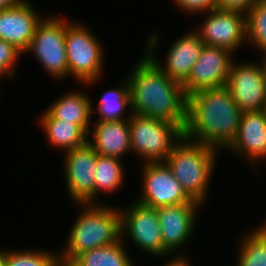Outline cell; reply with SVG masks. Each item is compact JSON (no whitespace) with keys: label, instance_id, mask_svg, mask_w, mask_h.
Returning a JSON list of instances; mask_svg holds the SVG:
<instances>
[{"label":"cell","instance_id":"obj_1","mask_svg":"<svg viewBox=\"0 0 266 266\" xmlns=\"http://www.w3.org/2000/svg\"><path fill=\"white\" fill-rule=\"evenodd\" d=\"M242 111L224 87L202 89L187 96L183 137L213 149H228L235 140Z\"/></svg>","mask_w":266,"mask_h":266},{"label":"cell","instance_id":"obj_2","mask_svg":"<svg viewBox=\"0 0 266 266\" xmlns=\"http://www.w3.org/2000/svg\"><path fill=\"white\" fill-rule=\"evenodd\" d=\"M140 60L127 78L131 113L174 123L183 130L187 96L182 85L171 80L147 54Z\"/></svg>","mask_w":266,"mask_h":266},{"label":"cell","instance_id":"obj_3","mask_svg":"<svg viewBox=\"0 0 266 266\" xmlns=\"http://www.w3.org/2000/svg\"><path fill=\"white\" fill-rule=\"evenodd\" d=\"M65 250L60 257L74 260L81 253L119 242L122 237L121 210L96 203L80 204Z\"/></svg>","mask_w":266,"mask_h":266},{"label":"cell","instance_id":"obj_4","mask_svg":"<svg viewBox=\"0 0 266 266\" xmlns=\"http://www.w3.org/2000/svg\"><path fill=\"white\" fill-rule=\"evenodd\" d=\"M216 152V149L183 137L164 161L187 196L200 205L208 195L207 188L218 154Z\"/></svg>","mask_w":266,"mask_h":266},{"label":"cell","instance_id":"obj_5","mask_svg":"<svg viewBox=\"0 0 266 266\" xmlns=\"http://www.w3.org/2000/svg\"><path fill=\"white\" fill-rule=\"evenodd\" d=\"M131 151L144 162H164L173 147L183 138V130L174 123L130 113Z\"/></svg>","mask_w":266,"mask_h":266},{"label":"cell","instance_id":"obj_6","mask_svg":"<svg viewBox=\"0 0 266 266\" xmlns=\"http://www.w3.org/2000/svg\"><path fill=\"white\" fill-rule=\"evenodd\" d=\"M66 21L65 46L69 75L92 84L103 71V48L94 33L83 24Z\"/></svg>","mask_w":266,"mask_h":266},{"label":"cell","instance_id":"obj_7","mask_svg":"<svg viewBox=\"0 0 266 266\" xmlns=\"http://www.w3.org/2000/svg\"><path fill=\"white\" fill-rule=\"evenodd\" d=\"M64 19L55 16L42 19L25 51L33 52L44 70L58 79L69 76L65 46L66 19Z\"/></svg>","mask_w":266,"mask_h":266},{"label":"cell","instance_id":"obj_8","mask_svg":"<svg viewBox=\"0 0 266 266\" xmlns=\"http://www.w3.org/2000/svg\"><path fill=\"white\" fill-rule=\"evenodd\" d=\"M225 87L242 112L263 111L266 102V73L263 64L232 63Z\"/></svg>","mask_w":266,"mask_h":266},{"label":"cell","instance_id":"obj_9","mask_svg":"<svg viewBox=\"0 0 266 266\" xmlns=\"http://www.w3.org/2000/svg\"><path fill=\"white\" fill-rule=\"evenodd\" d=\"M142 168L143 193L138 198V203L157 209L168 205L195 202L187 196L181 183L174 177L165 162H145Z\"/></svg>","mask_w":266,"mask_h":266},{"label":"cell","instance_id":"obj_10","mask_svg":"<svg viewBox=\"0 0 266 266\" xmlns=\"http://www.w3.org/2000/svg\"><path fill=\"white\" fill-rule=\"evenodd\" d=\"M232 52L222 47L204 45L190 75L182 85L185 95L202 89L224 87L233 58Z\"/></svg>","mask_w":266,"mask_h":266},{"label":"cell","instance_id":"obj_11","mask_svg":"<svg viewBox=\"0 0 266 266\" xmlns=\"http://www.w3.org/2000/svg\"><path fill=\"white\" fill-rule=\"evenodd\" d=\"M67 190L78 204L95 203V169L97 153L86 143L65 152ZM94 201V202H93Z\"/></svg>","mask_w":266,"mask_h":266},{"label":"cell","instance_id":"obj_12","mask_svg":"<svg viewBox=\"0 0 266 266\" xmlns=\"http://www.w3.org/2000/svg\"><path fill=\"white\" fill-rule=\"evenodd\" d=\"M121 231L140 249L156 257L163 255V240L156 208L134 202L127 210H121Z\"/></svg>","mask_w":266,"mask_h":266},{"label":"cell","instance_id":"obj_13","mask_svg":"<svg viewBox=\"0 0 266 266\" xmlns=\"http://www.w3.org/2000/svg\"><path fill=\"white\" fill-rule=\"evenodd\" d=\"M196 32L204 45L222 47L233 53L246 40L245 13L218 8L210 10Z\"/></svg>","mask_w":266,"mask_h":266},{"label":"cell","instance_id":"obj_14","mask_svg":"<svg viewBox=\"0 0 266 266\" xmlns=\"http://www.w3.org/2000/svg\"><path fill=\"white\" fill-rule=\"evenodd\" d=\"M148 39L147 55L158 65V67L173 81L183 85L188 79L193 65L199 58L200 51L204 46L203 40L199 34L188 32L178 38L169 49L166 58V66H162L157 61L154 54L155 46L158 44V35L151 34Z\"/></svg>","mask_w":266,"mask_h":266},{"label":"cell","instance_id":"obj_15","mask_svg":"<svg viewBox=\"0 0 266 266\" xmlns=\"http://www.w3.org/2000/svg\"><path fill=\"white\" fill-rule=\"evenodd\" d=\"M200 206L197 202H187L157 208L163 240V256L175 252L189 241V237L193 235L192 231L195 230L196 210Z\"/></svg>","mask_w":266,"mask_h":266},{"label":"cell","instance_id":"obj_16","mask_svg":"<svg viewBox=\"0 0 266 266\" xmlns=\"http://www.w3.org/2000/svg\"><path fill=\"white\" fill-rule=\"evenodd\" d=\"M33 5L22 0L18 5L0 9V39L22 53L29 47L37 25L42 21Z\"/></svg>","mask_w":266,"mask_h":266},{"label":"cell","instance_id":"obj_17","mask_svg":"<svg viewBox=\"0 0 266 266\" xmlns=\"http://www.w3.org/2000/svg\"><path fill=\"white\" fill-rule=\"evenodd\" d=\"M228 149L241 157L246 156L251 163L266 160V115L263 111L242 112L237 136Z\"/></svg>","mask_w":266,"mask_h":266},{"label":"cell","instance_id":"obj_18","mask_svg":"<svg viewBox=\"0 0 266 266\" xmlns=\"http://www.w3.org/2000/svg\"><path fill=\"white\" fill-rule=\"evenodd\" d=\"M93 129L92 132H88V135L92 133L93 140L88 139L87 143L98 155L121 159L127 151H131L129 118L119 121H97Z\"/></svg>","mask_w":266,"mask_h":266},{"label":"cell","instance_id":"obj_19","mask_svg":"<svg viewBox=\"0 0 266 266\" xmlns=\"http://www.w3.org/2000/svg\"><path fill=\"white\" fill-rule=\"evenodd\" d=\"M87 96L82 91L68 92L47 107V110L56 119L76 124L88 134L94 106Z\"/></svg>","mask_w":266,"mask_h":266},{"label":"cell","instance_id":"obj_20","mask_svg":"<svg viewBox=\"0 0 266 266\" xmlns=\"http://www.w3.org/2000/svg\"><path fill=\"white\" fill-rule=\"evenodd\" d=\"M39 120L49 143L65 152L83 146L88 141V134L80 126L56 119L47 109Z\"/></svg>","mask_w":266,"mask_h":266},{"label":"cell","instance_id":"obj_21","mask_svg":"<svg viewBox=\"0 0 266 266\" xmlns=\"http://www.w3.org/2000/svg\"><path fill=\"white\" fill-rule=\"evenodd\" d=\"M123 242L121 239L117 243L85 251L74 261L79 266H134Z\"/></svg>","mask_w":266,"mask_h":266},{"label":"cell","instance_id":"obj_22","mask_svg":"<svg viewBox=\"0 0 266 266\" xmlns=\"http://www.w3.org/2000/svg\"><path fill=\"white\" fill-rule=\"evenodd\" d=\"M126 81L120 88L110 89L103 94L97 108L100 114L98 121L125 120L122 117L125 108L128 107L131 111L130 85L128 79Z\"/></svg>","mask_w":266,"mask_h":266},{"label":"cell","instance_id":"obj_23","mask_svg":"<svg viewBox=\"0 0 266 266\" xmlns=\"http://www.w3.org/2000/svg\"><path fill=\"white\" fill-rule=\"evenodd\" d=\"M120 159L97 154L95 169V198L98 192H113L122 185L124 169Z\"/></svg>","mask_w":266,"mask_h":266},{"label":"cell","instance_id":"obj_24","mask_svg":"<svg viewBox=\"0 0 266 266\" xmlns=\"http://www.w3.org/2000/svg\"><path fill=\"white\" fill-rule=\"evenodd\" d=\"M252 231L240 243L237 266H266V225Z\"/></svg>","mask_w":266,"mask_h":266},{"label":"cell","instance_id":"obj_25","mask_svg":"<svg viewBox=\"0 0 266 266\" xmlns=\"http://www.w3.org/2000/svg\"><path fill=\"white\" fill-rule=\"evenodd\" d=\"M246 40L266 54V0H258L246 13Z\"/></svg>","mask_w":266,"mask_h":266},{"label":"cell","instance_id":"obj_26","mask_svg":"<svg viewBox=\"0 0 266 266\" xmlns=\"http://www.w3.org/2000/svg\"><path fill=\"white\" fill-rule=\"evenodd\" d=\"M58 257V254L48 251L7 250L6 266H55Z\"/></svg>","mask_w":266,"mask_h":266},{"label":"cell","instance_id":"obj_27","mask_svg":"<svg viewBox=\"0 0 266 266\" xmlns=\"http://www.w3.org/2000/svg\"><path fill=\"white\" fill-rule=\"evenodd\" d=\"M22 52L14 45L0 39V77L8 76L13 78L15 76V62Z\"/></svg>","mask_w":266,"mask_h":266},{"label":"cell","instance_id":"obj_28","mask_svg":"<svg viewBox=\"0 0 266 266\" xmlns=\"http://www.w3.org/2000/svg\"><path fill=\"white\" fill-rule=\"evenodd\" d=\"M174 3L183 11L188 12H209L216 9V2L214 0H174Z\"/></svg>","mask_w":266,"mask_h":266},{"label":"cell","instance_id":"obj_29","mask_svg":"<svg viewBox=\"0 0 266 266\" xmlns=\"http://www.w3.org/2000/svg\"><path fill=\"white\" fill-rule=\"evenodd\" d=\"M258 0H217L216 6L221 10L246 13Z\"/></svg>","mask_w":266,"mask_h":266},{"label":"cell","instance_id":"obj_30","mask_svg":"<svg viewBox=\"0 0 266 266\" xmlns=\"http://www.w3.org/2000/svg\"><path fill=\"white\" fill-rule=\"evenodd\" d=\"M184 256L174 257L173 260L166 263L164 266H190L188 260Z\"/></svg>","mask_w":266,"mask_h":266},{"label":"cell","instance_id":"obj_31","mask_svg":"<svg viewBox=\"0 0 266 266\" xmlns=\"http://www.w3.org/2000/svg\"><path fill=\"white\" fill-rule=\"evenodd\" d=\"M55 266H79L74 260L58 257Z\"/></svg>","mask_w":266,"mask_h":266},{"label":"cell","instance_id":"obj_32","mask_svg":"<svg viewBox=\"0 0 266 266\" xmlns=\"http://www.w3.org/2000/svg\"><path fill=\"white\" fill-rule=\"evenodd\" d=\"M22 0H0V9L10 8L18 5Z\"/></svg>","mask_w":266,"mask_h":266},{"label":"cell","instance_id":"obj_33","mask_svg":"<svg viewBox=\"0 0 266 266\" xmlns=\"http://www.w3.org/2000/svg\"><path fill=\"white\" fill-rule=\"evenodd\" d=\"M7 251L0 250V266H6Z\"/></svg>","mask_w":266,"mask_h":266},{"label":"cell","instance_id":"obj_34","mask_svg":"<svg viewBox=\"0 0 266 266\" xmlns=\"http://www.w3.org/2000/svg\"><path fill=\"white\" fill-rule=\"evenodd\" d=\"M264 58L262 59L263 61H260V62H262L261 64H263V67H264L265 73H266V54L264 55Z\"/></svg>","mask_w":266,"mask_h":266},{"label":"cell","instance_id":"obj_35","mask_svg":"<svg viewBox=\"0 0 266 266\" xmlns=\"http://www.w3.org/2000/svg\"><path fill=\"white\" fill-rule=\"evenodd\" d=\"M263 112H264V114L266 115V102H265V104H264Z\"/></svg>","mask_w":266,"mask_h":266}]
</instances>
